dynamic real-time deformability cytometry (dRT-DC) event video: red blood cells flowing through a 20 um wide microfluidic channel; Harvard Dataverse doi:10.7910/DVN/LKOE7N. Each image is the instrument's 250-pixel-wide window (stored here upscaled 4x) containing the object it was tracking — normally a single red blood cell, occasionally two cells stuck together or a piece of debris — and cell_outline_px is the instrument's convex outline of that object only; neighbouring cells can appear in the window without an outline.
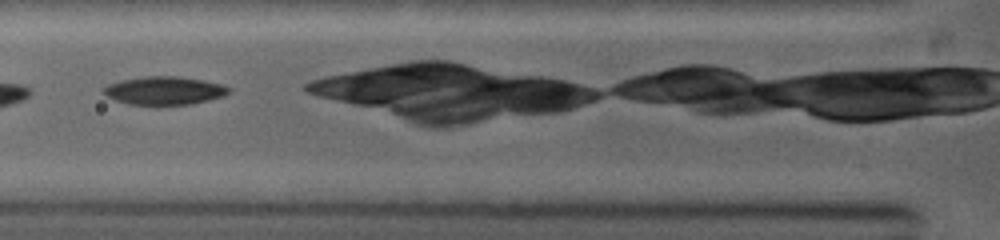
{"species": "common noctule bat (a hibernating species)", "species_latin": "Nyctalus noctula", "temperature_condition": "warm", "stored_images_in_passage": 14, "camera_frame_rate_fps": 5000, "um_per_image_px": 0.085, "animal": {"sex": "female", "body_mass_g": 19.0, "forearm_length_mm": 53.3}, "frame": {"image": 1, "passage_image": 3, "time_ms": 1.0, "image_size_px": [1000, 240], "cell_outline_px": [[232, 92], [224, 96], [192, 104], [128, 104], [116, 100], [100, 92], [100, 88], [108, 84], [120, 80], [144, 76], [176, 76], [204, 80], [224, 84], [232, 88]], "centroid_in_image_um": [13.99, 7.68], "position_along_channel_um": 111.8, "area_um2": 20.81}}